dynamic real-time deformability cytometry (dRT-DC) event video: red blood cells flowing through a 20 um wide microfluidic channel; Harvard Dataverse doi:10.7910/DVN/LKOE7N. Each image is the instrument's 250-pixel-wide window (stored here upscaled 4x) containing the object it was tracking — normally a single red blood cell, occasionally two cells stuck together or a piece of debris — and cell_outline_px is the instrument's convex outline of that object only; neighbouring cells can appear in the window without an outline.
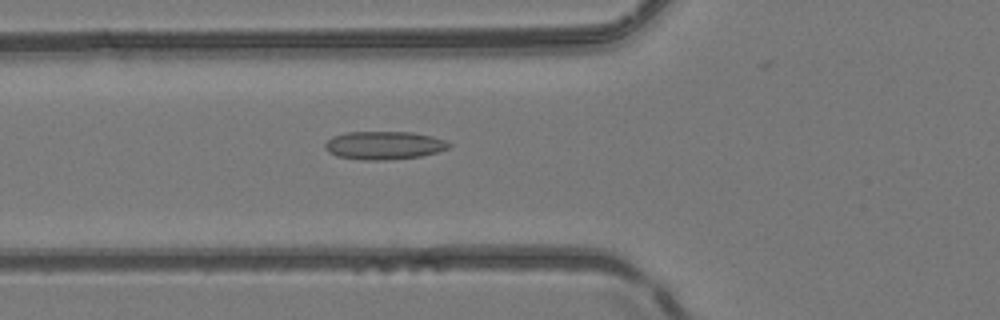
{"species": "common noctule bat (a hibernating species)", "species_latin": "Nyctalus noctula", "temperature_condition": "room temperature", "stored_images_in_passage": 51, "camera_frame_rate_fps": 3000, "um_per_image_px": 0.085, "animal": {"sex": "female", "body_mass_g": 24.6, "forearm_length_mm": 56.2}, "frame": {"image": 1, "passage_image": 19, "time_ms": 6.0, "image_size_px": [1000, 320], "cell_outline_px": [[452, 144], [448, 148], [436, 152], [420, 156], [384, 160], [360, 160], [336, 156], [328, 152], [324, 148], [324, 144], [332, 136], [348, 132], [412, 132], [432, 136], [444, 140]], "centroid_in_image_um": [32.6, 12.35], "position_along_channel_um": 93.2, "area_um2": 20.35}}
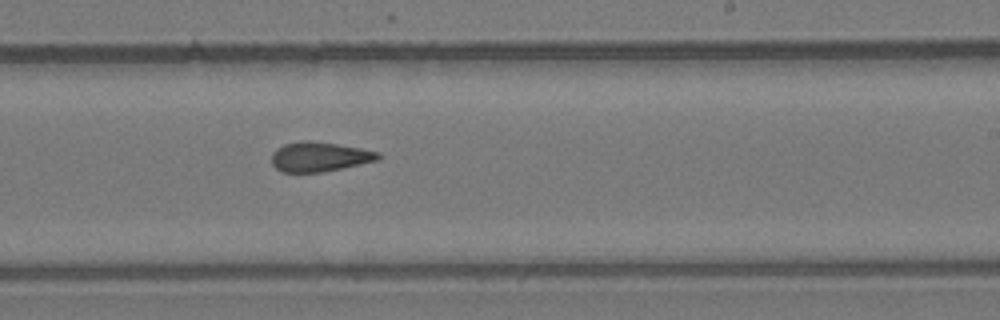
{"frame": {"image": 2, "passage_image": 31, "time_ms": 10.0, "image_size_px": [1000, 320], "cell_outline_px": [[380, 160], [324, 172], [280, 172], [272, 164], [272, 152], [276, 148], [284, 144], [300, 140], [308, 140], [336, 144], [360, 148], [380, 152]], "centroid_in_image_um": [27.14, 13.32], "position_along_channel_um": 261.9, "area_um2": 18.55}}
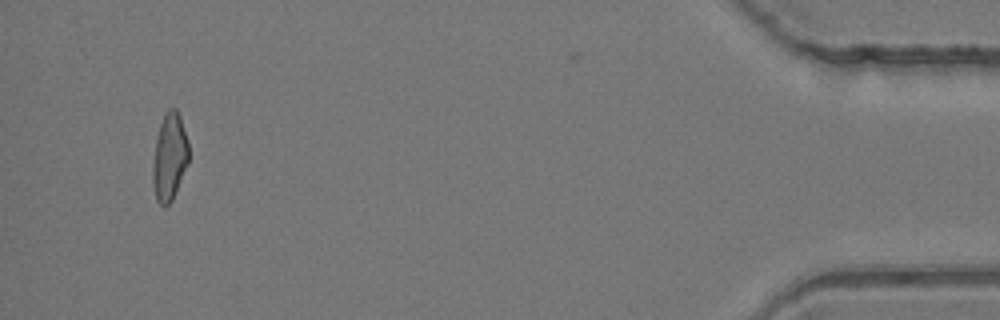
{"frame": {"image": 3, "passage_image": 48, "time_ms": 15.667, "image_size_px": [1000, 320], "cell_outline_px": [[188, 164], [172, 200], [164, 208], [156, 200], [152, 184], [152, 164], [156, 140], [160, 124], [164, 112], [168, 108], [176, 108], [180, 116], [188, 144]], "centroid_in_image_um": [14.39, 13.36], "position_along_channel_um": 420.8, "area_um2": 18.38}, "authors_computed_cell_mechanics": {"area_um2": 18.9584, "velocity_mm_per_s": 4.2064, "shape_relaxation_time_tau1_ms": null, "shape_relaxation_time_tau2_ms": 2.848, "deformation_change_tau1": null, "deformation_change_tau2": 0.1169}}